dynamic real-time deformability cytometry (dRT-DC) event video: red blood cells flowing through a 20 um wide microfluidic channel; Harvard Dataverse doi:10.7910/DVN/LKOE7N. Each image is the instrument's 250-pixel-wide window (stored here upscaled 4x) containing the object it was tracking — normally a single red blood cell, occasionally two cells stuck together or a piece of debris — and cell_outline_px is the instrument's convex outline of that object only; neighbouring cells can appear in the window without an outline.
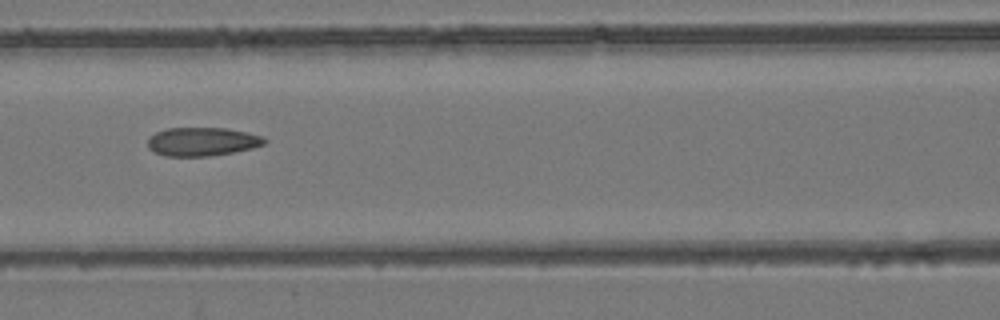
{"species": "common noctule bat (a hibernating species)", "species_latin": "Nyctalus noctula", "temperature_condition": "room temperature", "stored_images_in_passage": 8, "camera_frame_rate_fps": 3000, "um_per_image_px": 0.085, "animal": {"sex": "female", "body_mass_g": 24.6, "forearm_length_mm": 56.2}, "frame": {"image": 1, "passage_image": 8, "time_ms": 2.333, "image_size_px": [1000, 320], "cell_outline_px": [[268, 140], [264, 144], [252, 148], [232, 152], [208, 156], [164, 156], [152, 152], [148, 148], [148, 140], [156, 132], [168, 128], [228, 128], [248, 132], [264, 136]], "centroid_in_image_um": [17.2, 12.04], "position_along_channel_um": 149.4, "area_um2": 19.54}}